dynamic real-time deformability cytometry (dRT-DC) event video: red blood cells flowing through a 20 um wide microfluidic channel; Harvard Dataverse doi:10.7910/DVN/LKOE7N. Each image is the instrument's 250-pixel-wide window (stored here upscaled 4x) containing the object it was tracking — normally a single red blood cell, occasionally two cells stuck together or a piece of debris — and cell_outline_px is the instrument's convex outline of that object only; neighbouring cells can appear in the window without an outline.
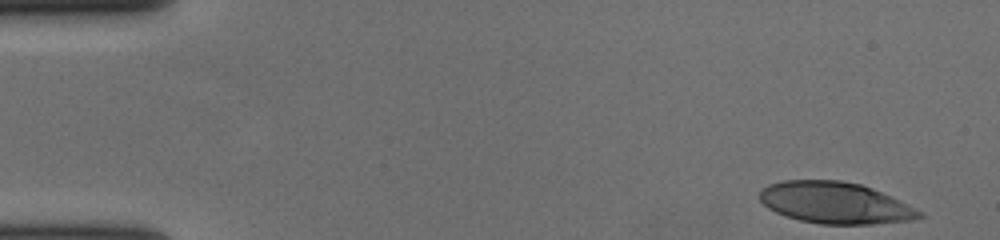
{"species": "human", "species_latin": "Homo sapiens", "temperature_condition": "cold", "stored_images_in_passage": 53, "camera_frame_rate_fps": 3000, "um_per_image_px": 0.085, "donor": {"sex": "female"}, "frame": {"image": 1, "passage_image": 1, "time_ms": 0.0, "image_size_px": [1000, 240], "cell_outline_px": [[924, 216], [912, 220], [872, 224], [820, 224], [800, 220], [784, 216], [768, 208], [760, 200], [760, 188], [768, 184], [784, 180], [840, 180], [860, 184], [872, 188], [916, 208], [924, 212]], "centroid_in_image_um": [70.97, 17.24], "position_along_channel_um": 14.0, "area_um2": 38.67}}
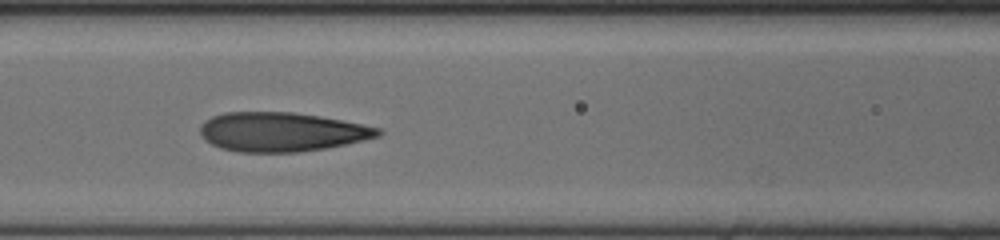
{"frame": {"image": 2, "passage_image": 22, "time_ms": 7.0, "image_size_px": [1000, 240], "cell_outline_px": [[384, 132], [380, 136], [364, 140], [324, 148], [300, 152], [240, 152], [220, 148], [204, 140], [200, 132], [200, 128], [204, 120], [212, 116], [224, 112], [292, 112], [320, 116], [380, 128]], "centroid_in_image_um": [23.91, 11.21], "position_along_channel_um": 142.7, "area_um2": 40.58}}
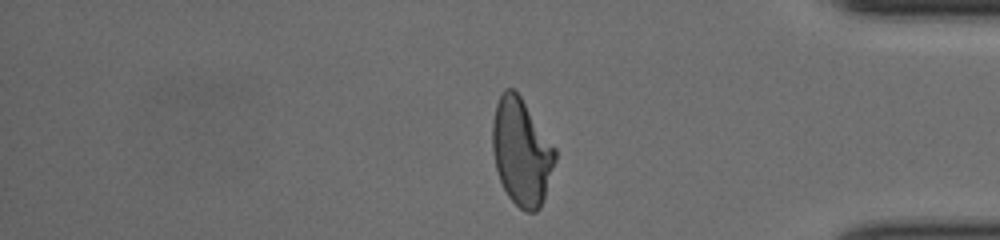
{"frame": {"image": 3, "passage_image": 44, "time_ms": 14.333, "image_size_px": [1000, 240], "cell_outline_px": [[556, 160], [540, 208], [536, 212], [528, 212], [520, 208], [508, 196], [500, 180], [496, 168], [492, 152], [492, 120], [496, 104], [504, 88], [512, 88], [520, 96], [556, 148]], "centroid_in_image_um": [44.31, 12.9], "position_along_channel_um": 390.9, "area_um2": 38.84}, "authors_computed_cell_mechanics": {"area_um2": 39.9976, "velocity_mm_per_s": 3.6972, "shape_relaxation_time_tau1_ms": 5.7728, "shape_relaxation_time_tau2_ms": 1.1375, "deformation_change_tau1": 0.2192, "deformation_change_tau2": 0.0856}}